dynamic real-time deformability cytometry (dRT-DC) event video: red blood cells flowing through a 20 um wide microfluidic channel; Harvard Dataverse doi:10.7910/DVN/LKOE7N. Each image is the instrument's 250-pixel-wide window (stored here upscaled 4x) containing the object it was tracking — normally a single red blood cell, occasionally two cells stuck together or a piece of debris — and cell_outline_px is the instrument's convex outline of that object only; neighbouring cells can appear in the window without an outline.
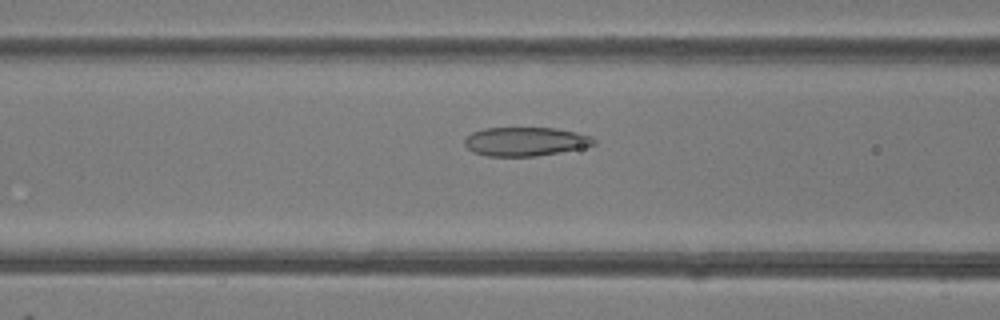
{"species": "common noctule bat (a hibernating species)", "species_latin": "Nyctalus noctula", "temperature_condition": "room temperature", "stored_images_in_passage": 40, "camera_frame_rate_fps": 3000, "um_per_image_px": 0.085, "animal": {"sex": "female"}, "frame": {"image": 1, "passage_image": 13, "time_ms": 4.0, "image_size_px": [1000, 320], "cell_outline_px": [[596, 144], [580, 148], [560, 152], [536, 156], [488, 156], [472, 152], [464, 144], [464, 140], [472, 132], [484, 128], [556, 128], [576, 132], [592, 136], [596, 140]], "centroid_in_image_um": [44.66, 12.03], "position_along_channel_um": 121.9, "area_um2": 21.73}}
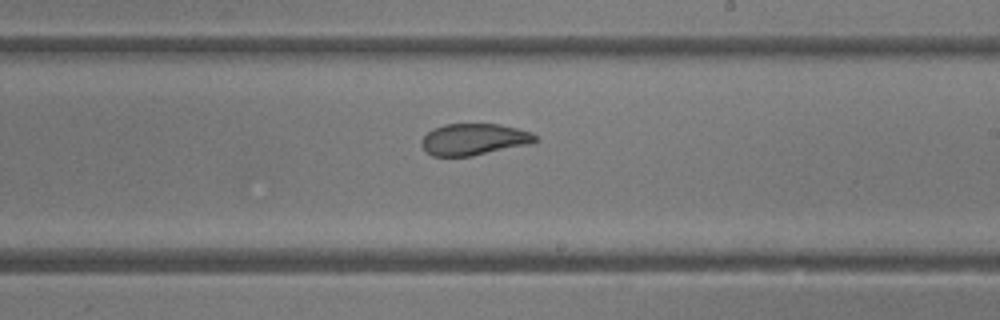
{"frame": {"image": 2, "passage_image": 22, "time_ms": 7.0, "image_size_px": [1000, 320], "cell_outline_px": [[540, 140], [532, 144], [472, 156], [432, 156], [420, 144], [420, 140], [428, 132], [444, 124], [500, 124], [532, 132]], "centroid_in_image_um": [40.33, 11.85], "position_along_channel_um": 248.7, "area_um2": 21.04}}
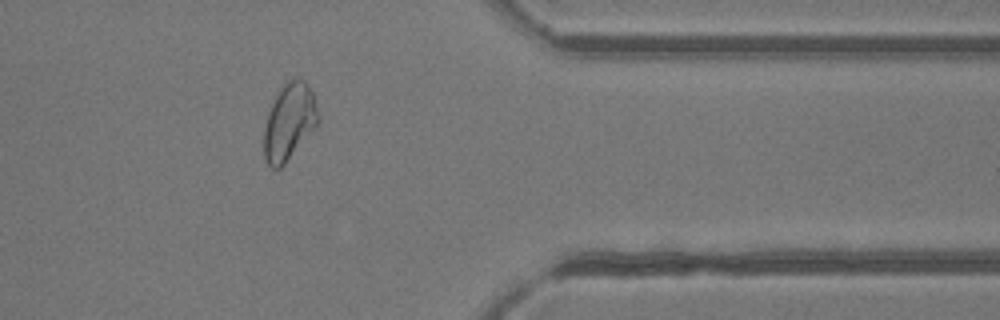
{"frame": {"image": 3, "passage_image": 33, "time_ms": 10.667, "image_size_px": [1000, 320], "cell_outline_px": [[320, 120], [284, 164], [280, 168], [272, 168], [264, 160], [264, 128], [268, 112], [280, 88], [288, 80], [296, 76], [304, 80], [308, 84], [312, 92], [320, 116]], "centroid_in_image_um": [24.58, 10.32], "position_along_channel_um": 386.8, "area_um2": 23.99}, "authors_computed_cell_mechanics": {"area_um2": 22.8021, "velocity_mm_per_s": 4.2242, "shape_relaxation_time_tau1_ms": 8.7107, "shape_relaxation_time_tau2_ms": 1.0425, "deformation_change_tau1": 0.2063, "deformation_change_tau2": 0.0693}}